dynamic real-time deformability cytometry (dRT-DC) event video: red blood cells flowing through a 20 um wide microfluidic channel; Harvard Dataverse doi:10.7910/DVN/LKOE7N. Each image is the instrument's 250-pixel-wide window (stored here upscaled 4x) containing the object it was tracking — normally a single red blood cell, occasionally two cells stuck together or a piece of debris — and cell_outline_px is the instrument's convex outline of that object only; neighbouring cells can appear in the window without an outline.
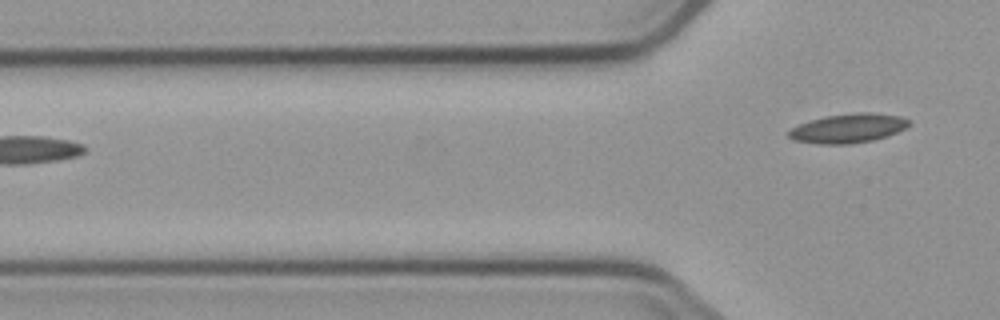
{"species": "common noctule bat (a hibernating species)", "species_latin": "Nyctalus noctula", "temperature_condition": "cold", "stored_images_in_passage": 3, "camera_frame_rate_fps": 3000, "um_per_image_px": 0.085, "animal": {"sex": "male", "body_mass_g": 23.1, "forearm_length_mm": 52.7}, "frame": {"image": 1, "passage_image": 3, "time_ms": 2.667, "image_size_px": [1000, 320], "cell_outline_px": [[908, 124], [904, 128], [888, 136], [872, 140], [848, 144], [820, 144], [792, 140], [788, 136], [788, 132], [792, 128], [808, 120], [824, 116], [856, 112], [872, 112], [900, 116], [908, 120]], "centroid_in_image_um": [72.05, 10.9], "position_along_channel_um": 53.8, "area_um2": 20.4}}